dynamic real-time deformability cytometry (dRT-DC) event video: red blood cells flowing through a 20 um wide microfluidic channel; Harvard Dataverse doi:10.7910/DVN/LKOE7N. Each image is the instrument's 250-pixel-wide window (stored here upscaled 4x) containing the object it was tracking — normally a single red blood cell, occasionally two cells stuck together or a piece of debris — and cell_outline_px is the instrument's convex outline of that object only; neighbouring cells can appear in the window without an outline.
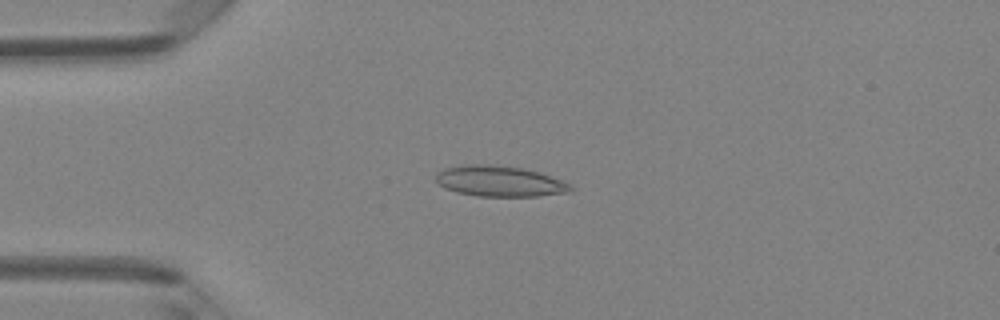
{"species": "Egyptian fruit bat (a non-hibernating species)", "species_latin": "Rousettus aegyptiacus", "temperature_condition": "room temperature", "stored_images_in_passage": 46, "camera_frame_rate_fps": 3000, "um_per_image_px": 0.085, "animal": {"sex": "female"}, "frame": {"image": 1, "passage_image": 10, "time_ms": 3.0, "image_size_px": [1000, 320], "cell_outline_px": [[576, 188], [572, 192], [536, 196], [476, 196], [456, 192], [444, 188], [436, 180], [436, 172], [444, 168], [464, 164], [488, 164], [524, 168], [540, 172], [572, 184]], "centroid_in_image_um": [42.5, 15.4], "position_along_channel_um": 42.5, "area_um2": 24.45}}
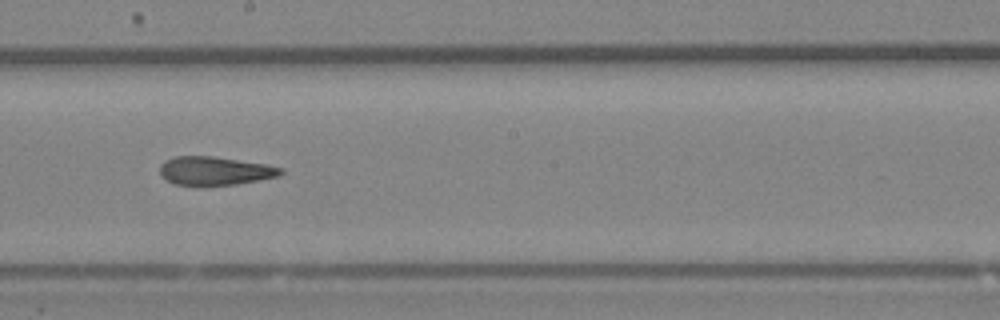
{"frame": {"image": 2, "passage_image": 25, "time_ms": 8.0, "image_size_px": [1000, 320], "cell_outline_px": [[284, 172], [280, 176], [236, 184], [200, 188], [176, 184], [160, 176], [160, 164], [164, 160], [176, 156], [212, 156], [264, 164], [284, 168]], "centroid_in_image_um": [18.23, 14.55], "position_along_channel_um": 230.0, "area_um2": 20.63}}
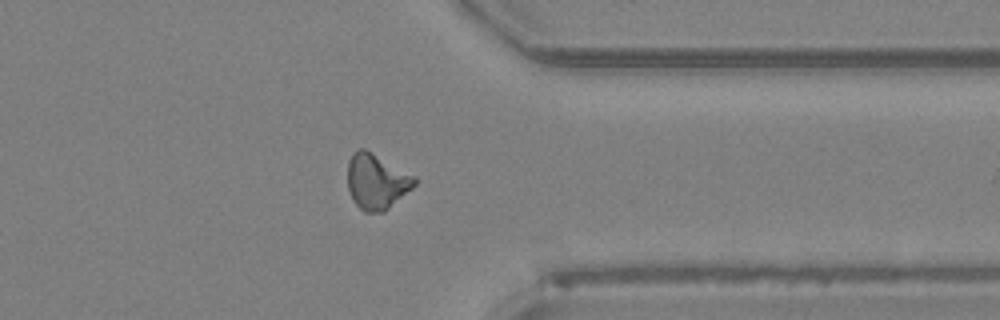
{"frame": {"image": 3, "passage_image": 36, "time_ms": 11.667, "image_size_px": [1000, 320], "cell_outline_px": [[416, 184], [412, 188], [384, 212], [364, 212], [352, 200], [348, 188], [348, 160], [352, 152], [360, 148], [364, 148], [372, 152], [416, 176]], "centroid_in_image_um": [32.0, 15.41], "position_along_channel_um": 379.4, "area_um2": 21.68}, "authors_computed_cell_mechanics": {"area_um2": 20.9236, "velocity_mm_per_s": 4.23, "shape_relaxation_time_tau1_ms": null, "shape_relaxation_time_tau2_ms": 4.0436, "deformation_change_tau1": null, "deformation_change_tau2": 0.1329}}